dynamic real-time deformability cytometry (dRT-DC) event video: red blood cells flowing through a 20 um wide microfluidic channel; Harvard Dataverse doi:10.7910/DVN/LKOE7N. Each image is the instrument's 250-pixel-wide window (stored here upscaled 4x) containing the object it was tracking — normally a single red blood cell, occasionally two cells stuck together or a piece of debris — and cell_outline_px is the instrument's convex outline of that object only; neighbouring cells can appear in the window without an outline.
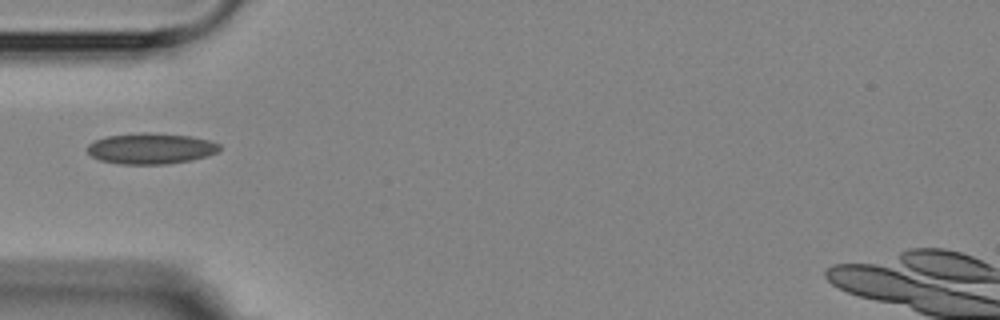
{"species": "Egyptian fruit bat (a non-hibernating species)", "species_latin": "Rousettus aegyptiacus", "temperature_condition": "room temperature", "stored_images_in_passage": 2, "camera_frame_rate_fps": 3000, "um_per_image_px": 0.085, "animal": {"sex": "female"}, "frame": {"image": 1, "passage_image": 1, "time_ms": 0.0, "image_size_px": [1000, 320], "cell_outline_px": [[220, 152], [208, 156], [192, 160], [164, 164], [120, 164], [100, 160], [92, 156], [88, 152], [88, 144], [96, 140], [108, 136], [140, 132], [148, 132], [192, 136], [208, 140], [220, 144]], "centroid_in_image_um": [12.86, 12.62], "position_along_channel_um": 72.1, "area_um2": 23.87}}
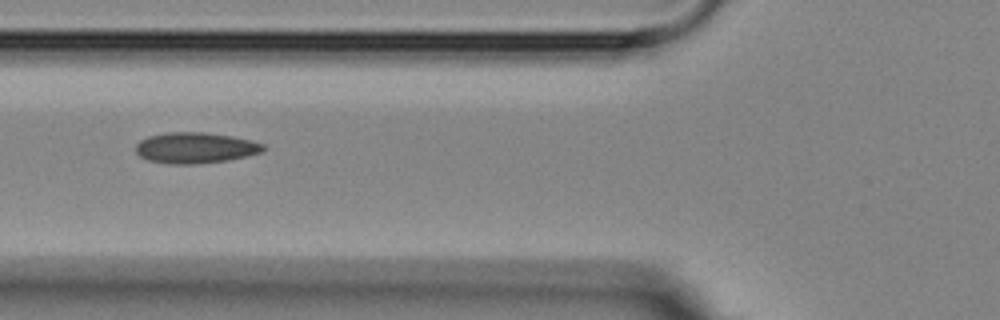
{"frame": {"image": 2, "passage_image": 2, "time_ms": 1.0, "image_size_px": [1000, 320], "cell_outline_px": [[264, 148], [260, 152], [248, 156], [228, 160], [196, 164], [172, 164], [148, 160], [140, 156], [136, 152], [136, 144], [140, 140], [148, 136], [168, 132], [204, 132], [232, 136], [252, 140], [264, 144]], "centroid_in_image_um": [16.6, 12.56], "position_along_channel_um": 109.2, "area_um2": 22.95}}